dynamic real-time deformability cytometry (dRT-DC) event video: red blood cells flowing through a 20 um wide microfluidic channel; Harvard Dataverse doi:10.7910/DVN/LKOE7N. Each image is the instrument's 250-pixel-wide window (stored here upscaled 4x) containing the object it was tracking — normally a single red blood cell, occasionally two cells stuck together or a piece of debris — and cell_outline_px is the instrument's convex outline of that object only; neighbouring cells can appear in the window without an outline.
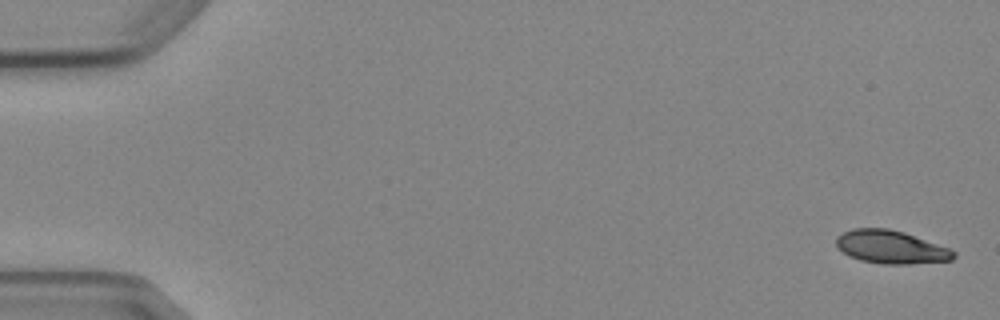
{"species": "Egyptian fruit bat (a non-hibernating species)", "species_latin": "Rousettus aegyptiacus", "temperature_condition": "cold", "stored_images_in_passage": 7, "camera_frame_rate_fps": 3000, "um_per_image_px": 0.085, "animal": {"sex": "female"}, "frame": {"image": 1, "passage_image": 1, "time_ms": 0.0, "image_size_px": [1000, 320], "cell_outline_px": [[956, 256], [952, 260], [908, 264], [884, 264], [860, 260], [848, 256], [836, 244], [836, 236], [852, 228], [888, 228], [904, 232], [948, 248], [956, 252]], "centroid_in_image_um": [75.72, 21.0], "position_along_channel_um": 9.3, "area_um2": 22.54}}
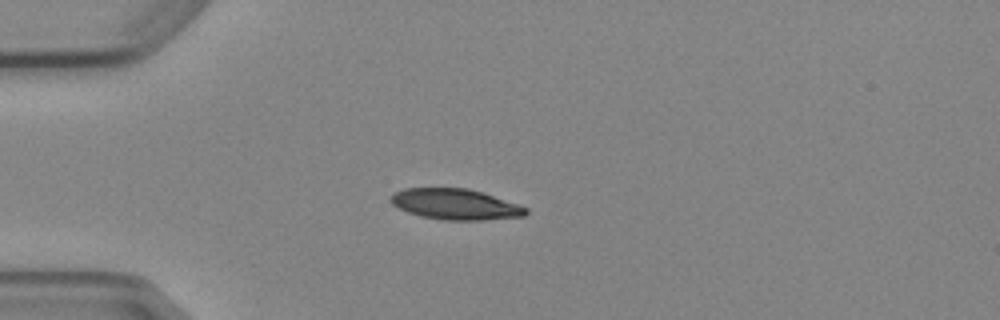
{"frame": {"image": 2, "passage_image": 4, "time_ms": 4.333, "image_size_px": [1000, 320], "cell_outline_px": [[528, 212], [524, 216], [480, 220], [444, 220], [420, 216], [408, 212], [392, 204], [388, 200], [388, 196], [392, 192], [404, 188], [468, 188], [484, 192], [520, 204], [528, 208]], "centroid_in_image_um": [38.69, 17.35], "position_along_channel_um": 46.3, "area_um2": 24.57}}
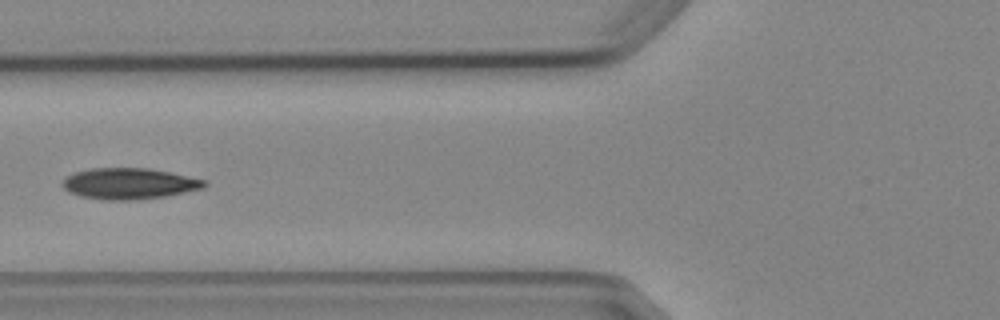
{"frame": {"image": 3, "passage_image": 6, "time_ms": 6.667, "image_size_px": [1000, 320], "cell_outline_px": [[208, 184], [204, 188], [164, 196], [136, 200], [104, 200], [80, 196], [68, 192], [60, 184], [68, 176], [76, 172], [92, 168], [148, 168], [208, 180]], "centroid_in_image_um": [10.99, 15.61], "position_along_channel_um": 114.8, "area_um2": 25.66}}